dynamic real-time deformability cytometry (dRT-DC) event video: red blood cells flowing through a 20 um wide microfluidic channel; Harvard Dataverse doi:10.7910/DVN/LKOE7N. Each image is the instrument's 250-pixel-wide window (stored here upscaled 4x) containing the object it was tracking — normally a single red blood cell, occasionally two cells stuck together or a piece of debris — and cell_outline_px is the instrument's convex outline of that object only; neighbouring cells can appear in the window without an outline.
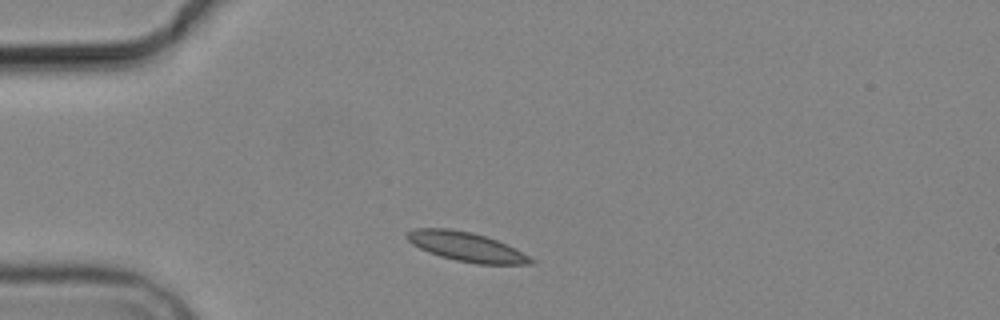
{"species": "common noctule bat (a hibernating species)", "species_latin": "Nyctalus noctula", "temperature_condition": "cold", "stored_images_in_passage": 1, "camera_frame_rate_fps": 3000, "um_per_image_px": 0.085, "animal": {"sex": "male", "body_mass_g": 19.2, "forearm_length_mm": 51.8}, "frame": {"image": 1, "passage_image": 1, "time_ms": 0.0, "image_size_px": [1000, 320], "cell_outline_px": [[536, 264], [476, 264], [456, 260], [440, 256], [428, 252], [412, 244], [404, 236], [408, 232], [416, 228], [448, 228], [472, 232], [496, 240], [536, 260]], "centroid_in_image_um": [39.61, 20.98], "position_along_channel_um": 45.4, "area_um2": 20.87}}